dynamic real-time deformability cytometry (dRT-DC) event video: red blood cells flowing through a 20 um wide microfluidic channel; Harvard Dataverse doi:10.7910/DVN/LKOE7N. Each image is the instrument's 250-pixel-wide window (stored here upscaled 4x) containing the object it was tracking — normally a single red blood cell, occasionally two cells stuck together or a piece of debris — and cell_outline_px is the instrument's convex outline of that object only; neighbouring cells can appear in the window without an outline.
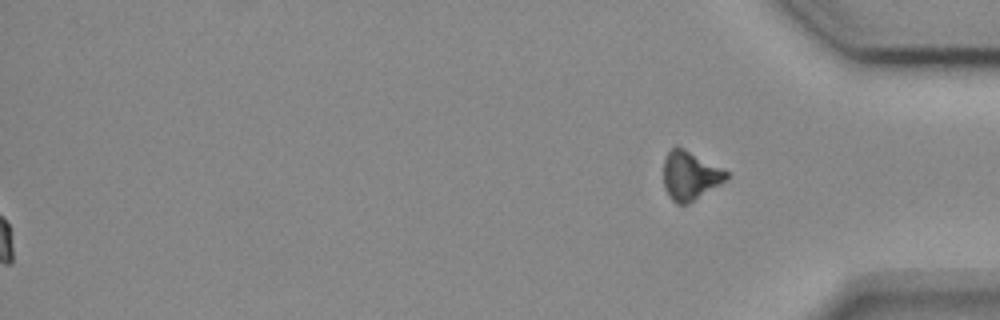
{"species": "common noctule bat (a hibernating species)", "species_latin": "Nyctalus noctula", "temperature_condition": "cold", "stored_images_in_passage": 55, "segment_of_instrument_passage": [2, 2], "camera_frame_rate_fps": 3000, "um_per_image_px": 0.085, "animal": {"sex": "female", "body_mass_g": 18.4}, "frame": {"image": 1, "passage_image": 55, "time_ms": 18.0, "image_size_px": [1000, 320], "cell_outline_px": [[732, 176], [728, 180], [688, 204], [676, 204], [668, 196], [664, 188], [664, 160], [668, 152], [676, 144], [684, 148], [728, 172]], "centroid_in_image_um": [58.66, 14.94], "position_along_channel_um": 376.5, "area_um2": 18.03}}